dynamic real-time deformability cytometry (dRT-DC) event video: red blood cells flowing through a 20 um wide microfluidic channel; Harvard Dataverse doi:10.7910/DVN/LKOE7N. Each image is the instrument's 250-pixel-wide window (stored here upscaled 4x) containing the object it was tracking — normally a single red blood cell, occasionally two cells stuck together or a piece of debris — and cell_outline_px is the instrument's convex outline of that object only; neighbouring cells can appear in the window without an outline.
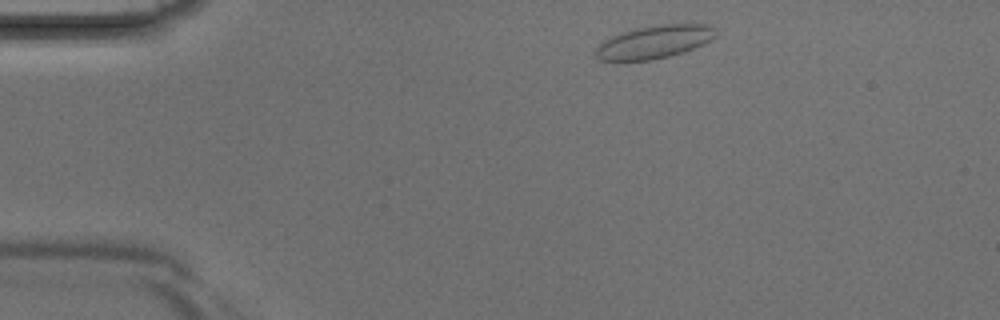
{"species": "Egyptian fruit bat (a non-hibernating species)", "species_latin": "Rousettus aegyptiacus", "temperature_condition": "room temperature", "stored_images_in_passage": 3, "camera_frame_rate_fps": 3000, "um_per_image_px": 0.085, "animal": {"sex": "male"}, "frame": {"image": 1, "passage_image": 1, "time_ms": 0.0, "image_size_px": [1000, 320], "cell_outline_px": [[716, 36], [692, 48], [668, 56], [648, 60], [600, 60], [596, 56], [596, 48], [604, 40], [620, 32], [636, 28], [664, 24], [708, 24], [716, 28]], "centroid_in_image_um": [55.6, 3.54], "position_along_channel_um": 29.4, "area_um2": 22.6}}